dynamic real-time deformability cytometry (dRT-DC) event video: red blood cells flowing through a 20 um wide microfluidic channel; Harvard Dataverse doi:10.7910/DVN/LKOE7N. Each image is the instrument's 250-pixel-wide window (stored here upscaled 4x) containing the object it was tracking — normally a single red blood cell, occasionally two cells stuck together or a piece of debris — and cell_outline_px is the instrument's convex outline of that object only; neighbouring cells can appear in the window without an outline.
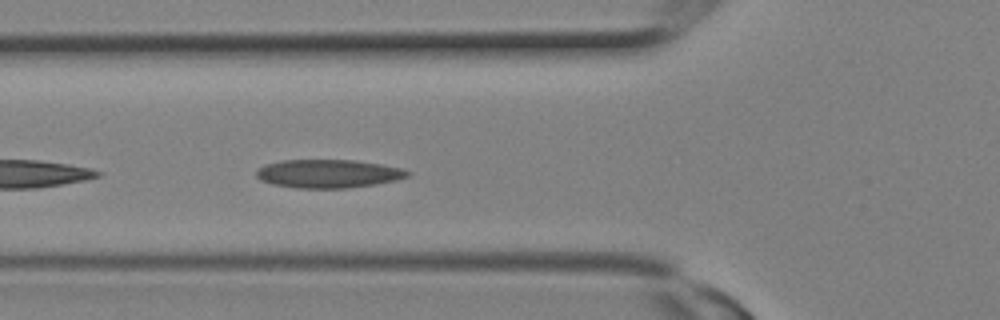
{"species": "Egyptian fruit bat (a non-hibernating species)", "species_latin": "Rousettus aegyptiacus", "temperature_condition": "room temperature", "stored_images_in_passage": 6, "camera_frame_rate_fps": 3000, "um_per_image_px": 0.085, "animal": {"sex": "female"}, "frame": {"image": 1, "passage_image": 6, "time_ms": 1.667, "image_size_px": [1000, 320], "cell_outline_px": [[412, 172], [408, 176], [396, 180], [376, 184], [348, 188], [296, 188], [272, 184], [260, 180], [256, 176], [256, 168], [264, 164], [280, 160], [356, 160], [404, 168]], "centroid_in_image_um": [27.89, 14.76], "position_along_channel_um": 97.9, "area_um2": 25.32}}